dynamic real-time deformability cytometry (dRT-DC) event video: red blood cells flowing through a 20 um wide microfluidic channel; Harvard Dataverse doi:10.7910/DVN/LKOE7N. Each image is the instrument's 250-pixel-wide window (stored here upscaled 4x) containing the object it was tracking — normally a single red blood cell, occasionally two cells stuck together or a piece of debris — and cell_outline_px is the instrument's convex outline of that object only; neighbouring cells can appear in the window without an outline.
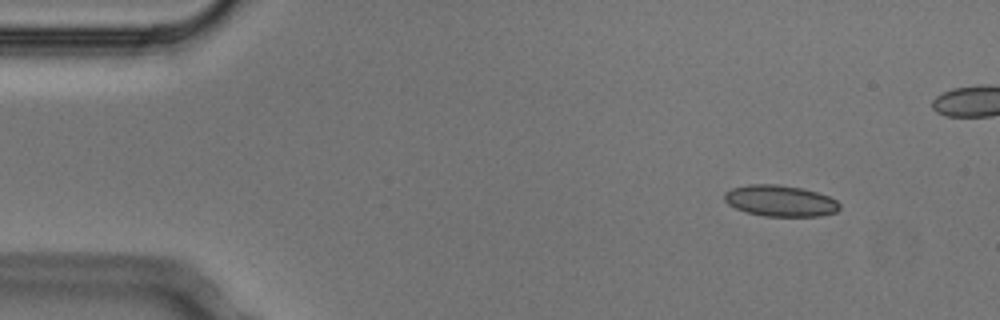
{"species": "Egyptian fruit bat (a non-hibernating species)", "species_latin": "Rousettus aegyptiacus", "temperature_condition": "cold", "stored_images_in_passage": 5, "camera_frame_rate_fps": 3000, "um_per_image_px": 0.085, "animal": {"sex": "male"}, "frame": {"image": 1, "passage_image": 1, "time_ms": 0.0, "image_size_px": [1000, 320], "cell_outline_px": [[840, 208], [836, 212], [820, 216], [764, 216], [744, 212], [728, 204], [724, 200], [724, 192], [732, 188], [748, 184], [776, 184], [804, 188], [828, 196], [836, 200], [840, 204]], "centroid_in_image_um": [66.3, 17.07], "position_along_channel_um": 18.7, "area_um2": 21.1}}
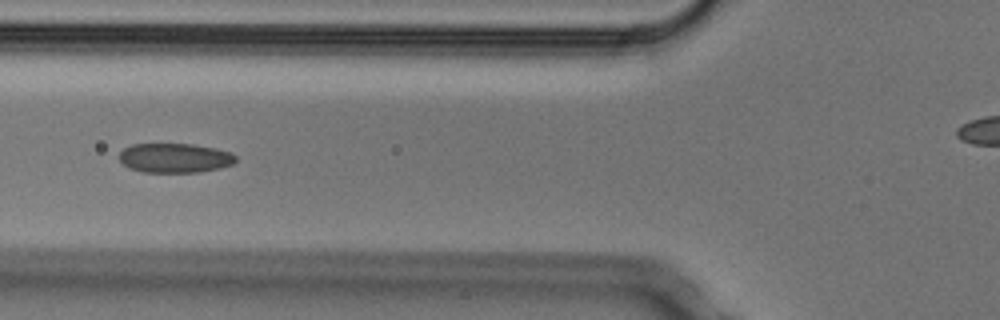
{"frame": {"image": 2, "passage_image": 5, "time_ms": 1.333, "image_size_px": [1000, 320], "cell_outline_px": [[236, 160], [232, 164], [220, 168], [200, 172], [144, 172], [128, 168], [120, 160], [120, 152], [124, 148], [132, 144], [192, 144], [216, 148], [232, 152], [236, 156]], "centroid_in_image_um": [14.88, 13.42], "position_along_channel_um": 110.9, "area_um2": 20.06}}